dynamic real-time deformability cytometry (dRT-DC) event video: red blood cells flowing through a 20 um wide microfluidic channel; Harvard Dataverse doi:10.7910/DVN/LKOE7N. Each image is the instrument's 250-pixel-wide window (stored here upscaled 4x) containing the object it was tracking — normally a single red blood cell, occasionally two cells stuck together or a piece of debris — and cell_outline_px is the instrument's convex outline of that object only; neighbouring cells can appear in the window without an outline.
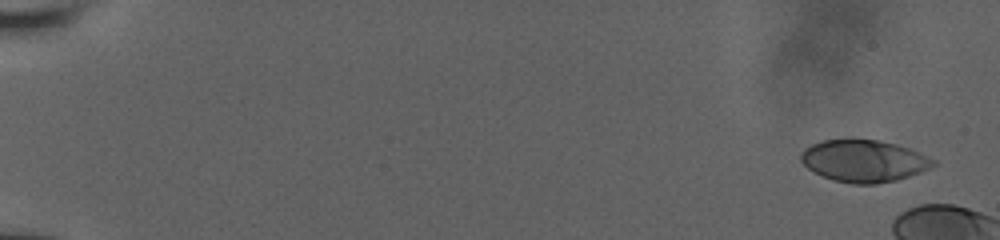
{"species": "human", "species_latin": "Homo sapiens", "temperature_condition": "room temperature", "stored_images_in_passage": 6, "camera_frame_rate_fps": 3000, "um_per_image_px": 0.085, "donor": {"sex": "male"}, "frame": {"image": 1, "passage_image": 1, "time_ms": 0.0, "image_size_px": [1000, 240], "cell_outline_px": [[936, 164], [920, 172], [896, 180], [876, 184], [852, 184], [832, 180], [808, 168], [800, 160], [800, 152], [804, 148], [820, 140], [848, 136], [852, 136], [880, 140], [896, 144], [920, 152], [936, 160]], "centroid_in_image_um": [73.39, 13.62], "position_along_channel_um": 11.6, "area_um2": 33.23}}